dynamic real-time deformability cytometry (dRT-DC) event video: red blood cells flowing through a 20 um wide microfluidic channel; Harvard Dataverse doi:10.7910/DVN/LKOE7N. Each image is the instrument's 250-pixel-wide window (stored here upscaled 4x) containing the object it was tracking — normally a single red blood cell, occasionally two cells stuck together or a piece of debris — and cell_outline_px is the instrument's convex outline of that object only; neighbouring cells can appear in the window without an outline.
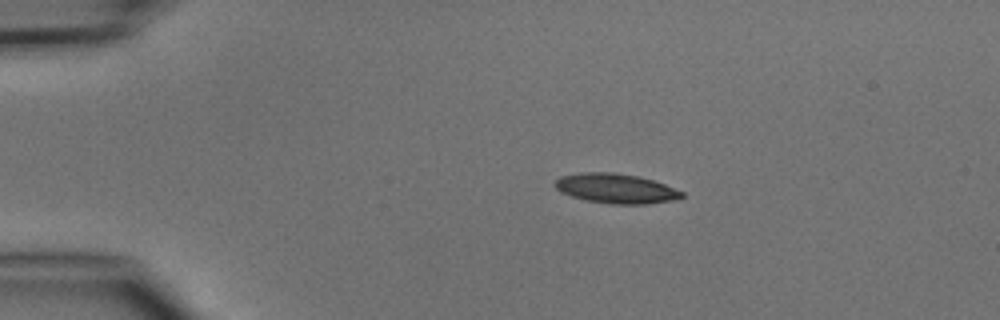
{"species": "common noctule bat (a hibernating species)", "species_latin": "Nyctalus noctula", "temperature_condition": "cold", "stored_images_in_passage": 3, "camera_frame_rate_fps": 3000, "um_per_image_px": 0.085, "animal": {"sex": "male", "body_mass_g": 15.6}, "frame": {"image": 1, "passage_image": 1, "time_ms": 0.0, "image_size_px": [1000, 320], "cell_outline_px": [[684, 196], [676, 200], [644, 204], [612, 204], [588, 200], [572, 196], [560, 192], [556, 188], [556, 180], [560, 176], [580, 172], [612, 172], [640, 176], [664, 184], [684, 192]], "centroid_in_image_um": [52.37, 16.01], "position_along_channel_um": 32.6, "area_um2": 21.91}}